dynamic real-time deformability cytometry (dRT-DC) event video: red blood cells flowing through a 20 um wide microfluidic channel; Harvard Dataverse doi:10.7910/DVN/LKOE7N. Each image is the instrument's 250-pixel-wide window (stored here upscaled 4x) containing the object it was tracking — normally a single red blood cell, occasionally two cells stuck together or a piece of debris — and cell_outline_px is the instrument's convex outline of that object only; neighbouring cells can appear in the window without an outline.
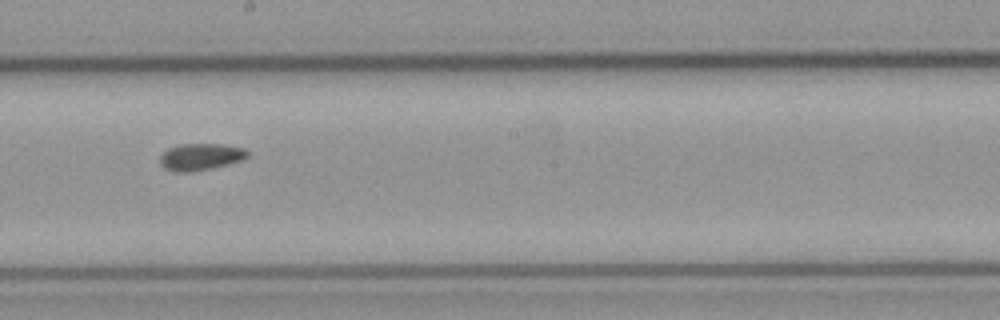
{"species": "common noctule bat (a hibernating species)", "species_latin": "Nyctalus noctula", "temperature_condition": "cold", "stored_images_in_passage": 15, "camera_frame_rate_fps": 3000, "um_per_image_px": 0.085, "animal": {"sex": "male", "body_mass_g": 23.1, "forearm_length_mm": 52.7}, "frame": {"image": 1, "passage_image": 9, "time_ms": 10.333, "image_size_px": [1000, 320], "cell_outline_px": [[248, 156], [244, 160], [212, 168], [188, 172], [176, 172], [164, 168], [160, 164], [160, 156], [168, 148], [180, 144], [220, 144], [244, 148], [248, 152]], "centroid_in_image_um": [17.05, 13.33], "position_along_channel_um": 231.2, "area_um2": 13.7}}
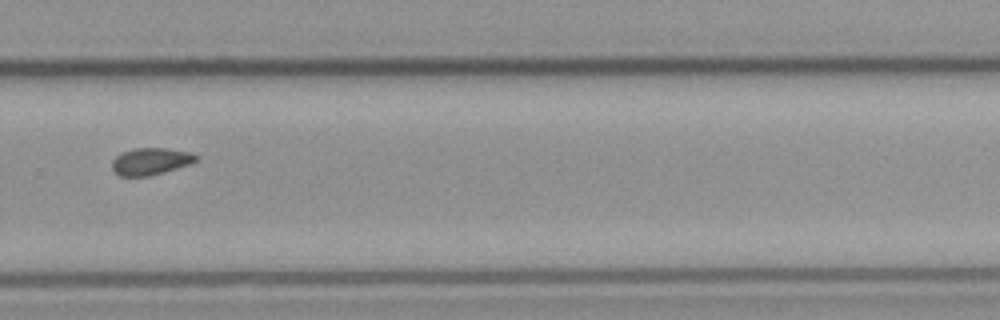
{"frame": {"image": 2, "passage_image": 11, "time_ms": 12.667, "image_size_px": [1000, 320], "cell_outline_px": [[200, 156], [192, 164], [164, 172], [148, 176], [120, 176], [112, 168], [112, 160], [120, 152], [132, 148], [168, 148], [192, 152]], "centroid_in_image_um": [12.84, 13.7], "position_along_channel_um": 317.0, "area_um2": 13.47}, "authors_computed_cell_mechanics": {"area_um2": 15.6638, "velocity_mm_per_s": 3.1526, "shape_relaxation_time_tau1_ms": 3.9248, "shape_relaxation_time_tau2_ms": null, "deformation_change_tau1": 0.0484, "deformation_change_tau2": null}}